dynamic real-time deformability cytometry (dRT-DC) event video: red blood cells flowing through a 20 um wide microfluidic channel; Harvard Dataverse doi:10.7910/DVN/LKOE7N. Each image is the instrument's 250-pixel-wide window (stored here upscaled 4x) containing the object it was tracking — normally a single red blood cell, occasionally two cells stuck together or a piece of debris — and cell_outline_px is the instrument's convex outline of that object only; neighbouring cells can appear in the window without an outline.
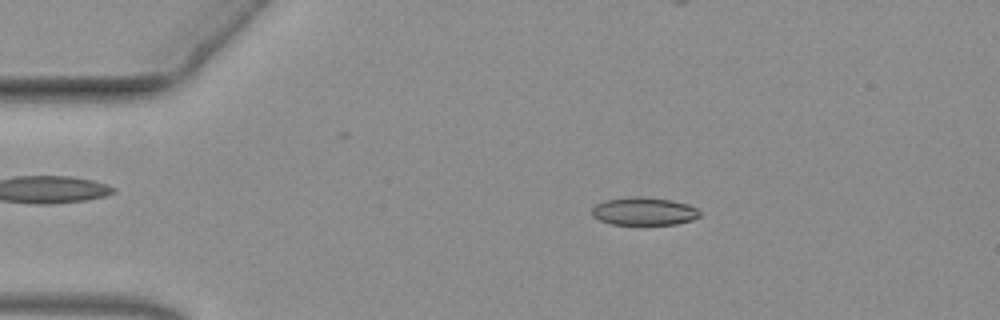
{"species": "common noctule bat (a hibernating species)", "species_latin": "Nyctalus noctula", "temperature_condition": "warm", "stored_images_in_passage": 59, "camera_frame_rate_fps": 3000, "um_per_image_px": 0.085, "animal": {"sex": "female", "body_mass_g": 19.3, "forearm_length_mm": 54.1}, "frame": {"image": 1, "passage_image": 11, "time_ms": 3.333, "image_size_px": [1000, 320], "cell_outline_px": [[700, 216], [692, 220], [676, 224], [612, 224], [600, 220], [592, 216], [592, 208], [596, 204], [604, 200], [636, 196], [640, 196], [672, 200], [688, 204], [696, 208], [700, 212]], "centroid_in_image_um": [54.74, 17.95], "position_along_channel_um": 30.3, "area_um2": 17.51}}
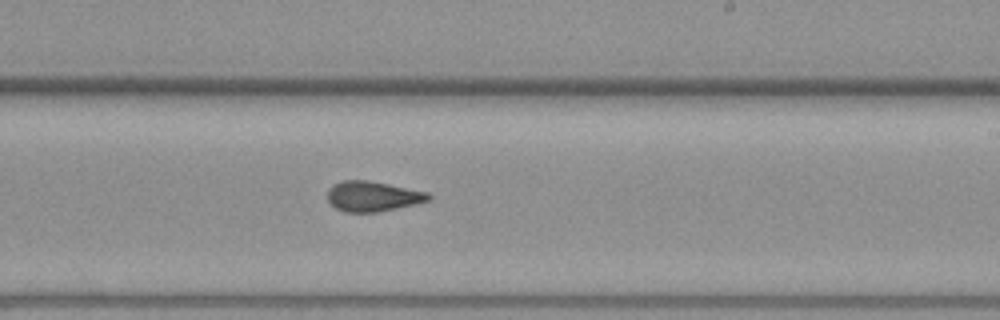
{"frame": {"image": 2, "passage_image": 35, "time_ms": 11.333, "image_size_px": [1000, 320], "cell_outline_px": [[432, 196], [428, 200], [396, 208], [376, 212], [344, 212], [336, 208], [328, 200], [328, 188], [332, 184], [344, 180], [368, 180], [428, 192]], "centroid_in_image_um": [31.64, 16.67], "position_along_channel_um": 257.4, "area_um2": 17.57}}
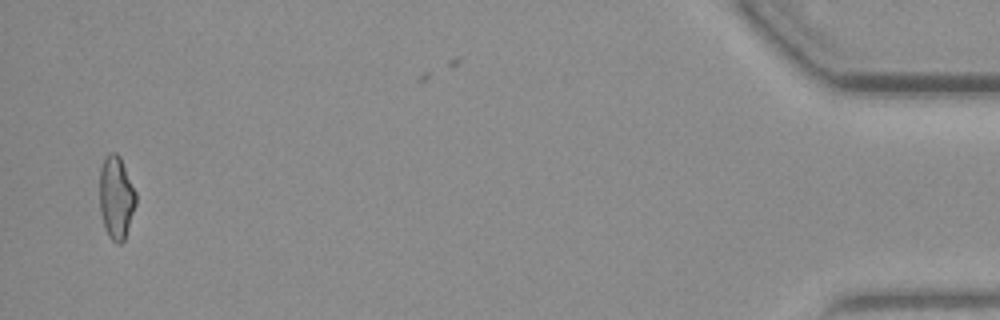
{"frame": {"image": 3, "passage_image": 57, "time_ms": 18.667, "image_size_px": [1000, 320], "cell_outline_px": [[136, 204], [124, 240], [120, 244], [116, 244], [108, 236], [100, 212], [100, 168], [108, 152], [116, 152], [120, 156], [136, 192]], "centroid_in_image_um": [9.88, 16.78], "position_along_channel_um": 425.3, "area_um2": 17.51}}